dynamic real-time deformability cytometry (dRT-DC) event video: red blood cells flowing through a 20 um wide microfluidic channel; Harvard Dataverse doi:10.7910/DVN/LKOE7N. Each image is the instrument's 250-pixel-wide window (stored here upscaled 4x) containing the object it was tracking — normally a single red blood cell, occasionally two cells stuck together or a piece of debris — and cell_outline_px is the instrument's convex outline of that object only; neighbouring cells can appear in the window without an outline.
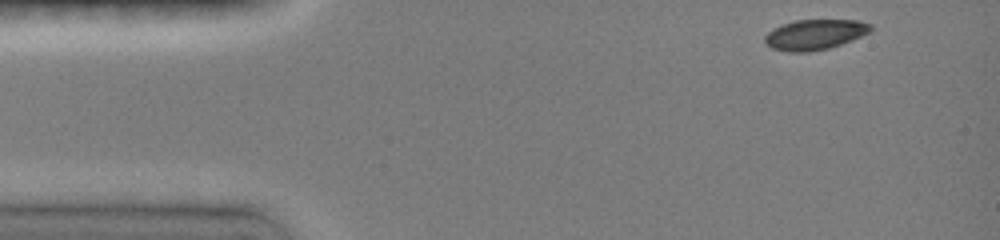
{"species": "common noctule bat (a hibernating species)", "species_latin": "Nyctalus noctula", "temperature_condition": "room temperature", "stored_images_in_passage": 18, "camera_frame_rate_fps": 3000, "um_per_image_px": 0.085, "animal": {"sex": "female", "body_mass_g": 19.0, "forearm_length_mm": 51.5}, "frame": {"image": 1, "passage_image": 1, "time_ms": 0.0, "image_size_px": [1000, 240], "cell_outline_px": [[872, 32], [852, 40], [828, 48], [808, 52], [788, 52], [772, 48], [764, 44], [764, 36], [772, 28], [780, 24], [796, 20], [856, 20], [872, 24]], "centroid_in_image_um": [69.24, 2.93], "position_along_channel_um": 15.8, "area_um2": 18.9}}
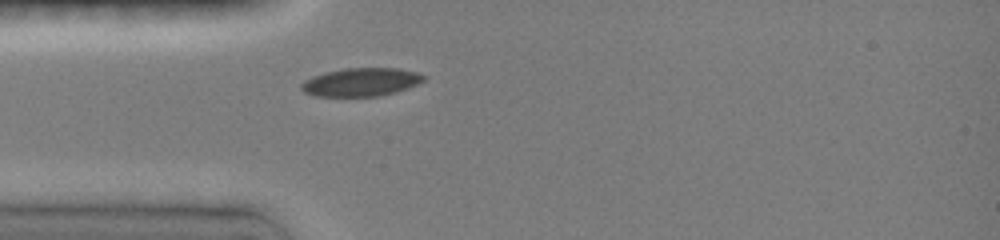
{"frame": {"image": 2, "passage_image": 15, "time_ms": 3.0, "image_size_px": [1000, 240], "cell_outline_px": [[424, 80], [408, 88], [396, 92], [380, 96], [316, 96], [304, 92], [300, 88], [300, 84], [304, 80], [312, 76], [324, 72], [344, 68], [400, 68], [416, 72], [424, 76]], "centroid_in_image_um": [30.65, 6.97], "position_along_channel_um": 54.3, "area_um2": 20.23}}